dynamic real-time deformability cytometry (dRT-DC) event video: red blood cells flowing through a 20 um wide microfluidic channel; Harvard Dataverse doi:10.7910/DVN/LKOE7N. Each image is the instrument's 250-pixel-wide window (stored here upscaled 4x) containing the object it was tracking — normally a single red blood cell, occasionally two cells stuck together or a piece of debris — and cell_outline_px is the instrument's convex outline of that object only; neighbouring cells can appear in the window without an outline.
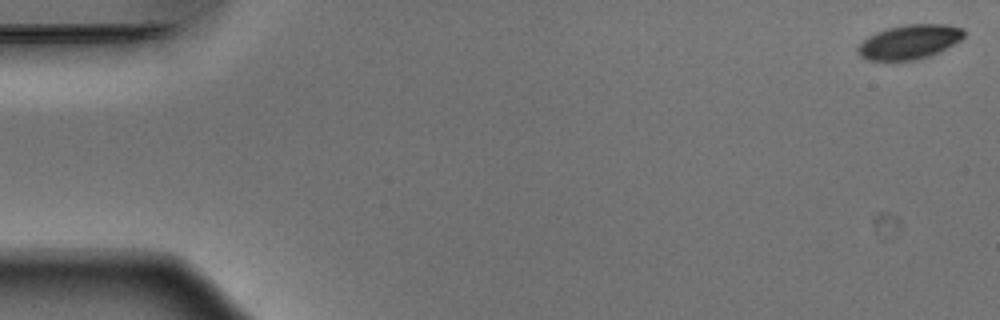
{"species": "Egyptian fruit bat (a non-hibernating species)", "species_latin": "Rousettus aegyptiacus", "temperature_condition": "warm", "stored_images_in_passage": 46, "camera_frame_rate_fps": 3000, "um_per_image_px": 0.085, "animal": {"sex": "male"}, "frame": {"image": 1, "passage_image": 1, "time_ms": 0.0, "image_size_px": [1000, 320], "cell_outline_px": [[964, 36], [960, 40], [940, 52], [916, 60], [868, 60], [860, 56], [856, 52], [856, 48], [864, 40], [876, 32], [888, 28], [908, 24], [948, 24], [964, 28]], "centroid_in_image_um": [77.31, 3.56], "position_along_channel_um": 7.7, "area_um2": 21.21}}
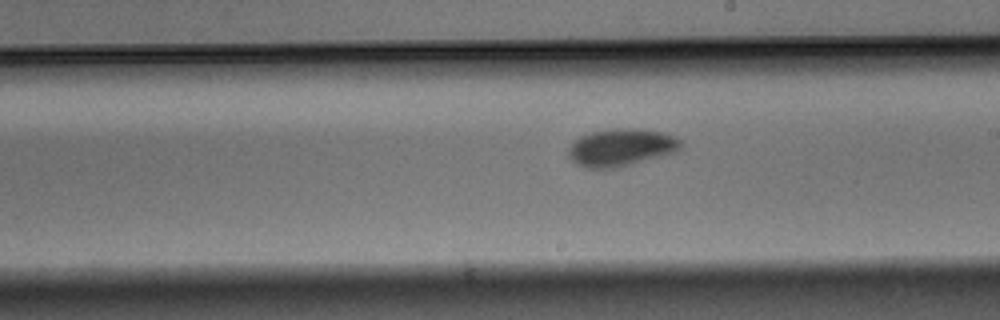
{"frame": {"image": 2, "passage_image": 30, "time_ms": 9.667, "image_size_px": [1000, 320], "cell_outline_px": [[684, 144], [676, 152], [632, 164], [616, 168], [588, 168], [576, 164], [568, 156], [568, 148], [580, 136], [592, 132], [616, 128], [636, 128], [664, 132], [680, 140]], "centroid_in_image_um": [52.81, 12.53], "position_along_channel_um": 236.2, "area_um2": 24.51}}
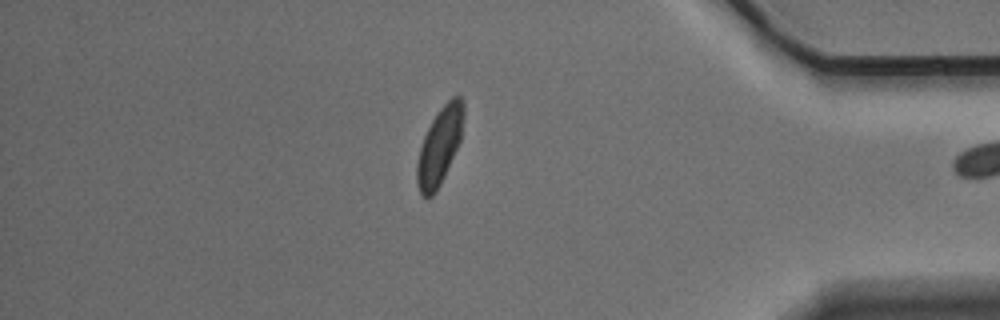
{"frame": {"image": 3, "passage_image": 45, "time_ms": 14.667, "image_size_px": [1000, 320], "cell_outline_px": [[464, 116], [460, 140], [444, 176], [436, 192], [432, 196], [424, 196], [420, 192], [416, 184], [416, 164], [420, 148], [424, 136], [432, 120], [440, 108], [452, 96], [460, 96], [464, 100]], "centroid_in_image_um": [37.36, 12.39], "position_along_channel_um": 397.8, "area_um2": 20.75}}